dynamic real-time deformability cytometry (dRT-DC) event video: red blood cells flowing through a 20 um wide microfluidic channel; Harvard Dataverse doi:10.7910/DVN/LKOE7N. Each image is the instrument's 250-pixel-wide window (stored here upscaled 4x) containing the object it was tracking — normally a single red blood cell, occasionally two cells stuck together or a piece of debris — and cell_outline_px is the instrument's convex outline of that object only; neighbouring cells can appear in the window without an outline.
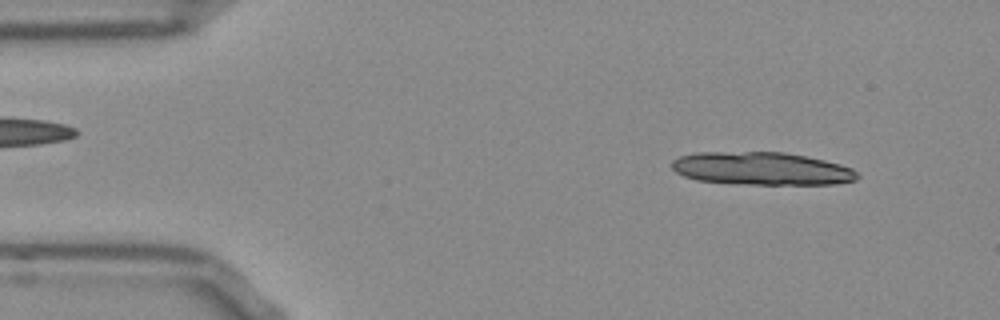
{"species": "Egyptian fruit bat (a non-hibernating species)", "species_latin": "Rousettus aegyptiacus", "temperature_condition": "room temperature", "stored_images_in_passage": 26, "camera_frame_rate_fps": 3000, "um_per_image_px": 0.085, "frame": {"image": 1, "passage_image": 4, "time_ms": 1.0, "image_size_px": [1000, 320], "cell_outline_px": [[860, 176], [856, 180], [832, 184], [748, 184], [696, 180], [684, 176], [676, 172], [672, 168], [672, 160], [680, 156], [696, 152], [784, 152], [824, 160], [840, 164], [852, 168]], "centroid_in_image_um": [64.73, 14.32], "position_along_channel_um": 20.3, "area_um2": 35.43}}
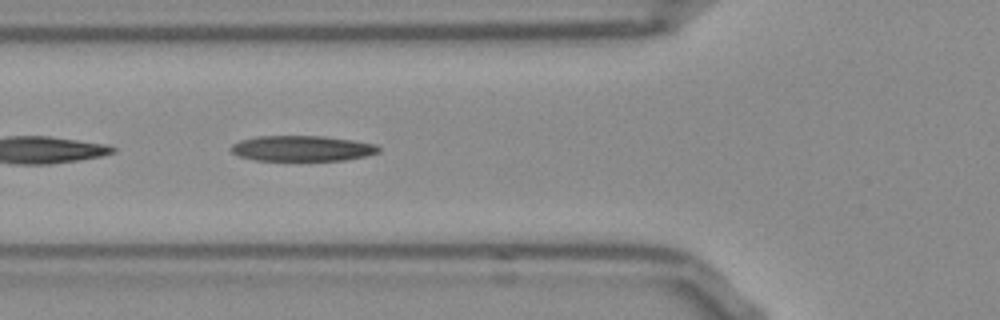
{"frame": {"image": 2, "passage_image": 17, "time_ms": 5.333, "image_size_px": [1000, 320], "cell_outline_px": [[380, 152], [364, 156], [344, 160], [256, 160], [240, 156], [232, 152], [228, 148], [232, 144], [240, 140], [256, 136], [324, 136], [352, 140], [376, 144], [380, 148]], "centroid_in_image_um": [25.66, 12.6], "position_along_channel_um": 100.1, "area_um2": 21.91}}
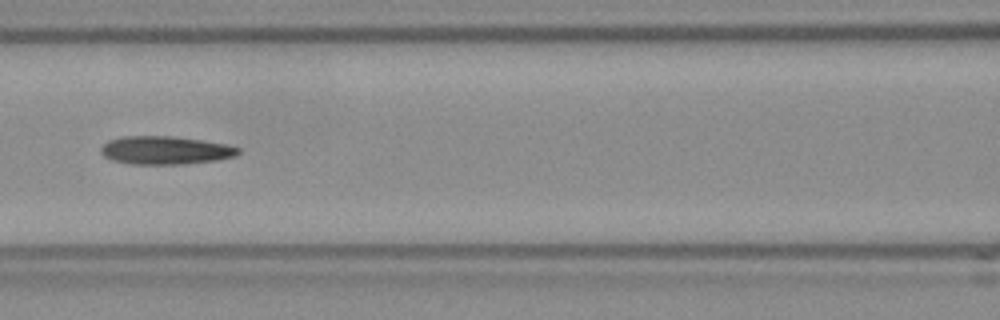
{"frame": {"image": 3, "passage_image": 21, "time_ms": 6.667, "image_size_px": [1000, 320], "cell_outline_px": [[240, 152], [236, 156], [216, 160], [184, 164], [128, 164], [112, 160], [104, 156], [100, 152], [100, 148], [108, 140], [124, 136], [172, 136], [200, 140], [224, 144], [240, 148]], "centroid_in_image_um": [14.02, 12.78], "position_along_channel_um": 152.6, "area_um2": 22.54}}